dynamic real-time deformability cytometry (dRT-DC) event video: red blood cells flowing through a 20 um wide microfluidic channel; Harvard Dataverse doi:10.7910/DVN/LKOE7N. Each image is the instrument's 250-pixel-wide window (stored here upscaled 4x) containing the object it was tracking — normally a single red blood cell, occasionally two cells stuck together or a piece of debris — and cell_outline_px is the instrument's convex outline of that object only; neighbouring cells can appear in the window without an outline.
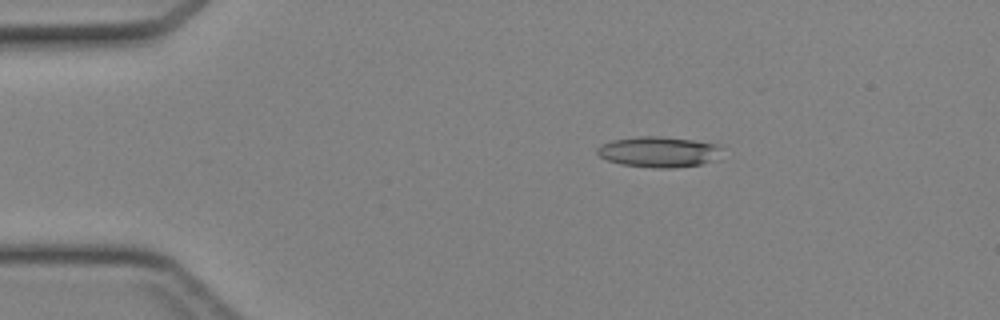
{"species": "Egyptian fruit bat (a non-hibernating species)", "species_latin": "Rousettus aegyptiacus", "temperature_condition": "cold", "stored_images_in_passage": 32, "camera_frame_rate_fps": 3000, "um_per_image_px": 0.085, "animal": {"sex": "female"}, "frame": {"image": 1, "passage_image": 5, "time_ms": 1.333, "image_size_px": [1000, 320], "cell_outline_px": [[724, 148], [720, 160], [700, 164], [672, 168], [656, 168], [620, 164], [608, 160], [600, 156], [596, 152], [596, 148], [600, 144], [612, 140], [636, 136], [660, 136], [692, 140], [720, 144]], "centroid_in_image_um": [56.06, 12.9], "position_along_channel_um": 28.9, "area_um2": 22.77}}
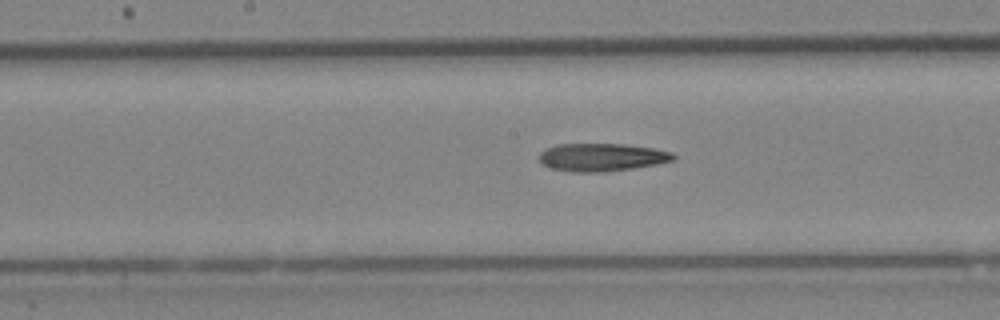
{"frame": {"image": 2, "passage_image": 20, "time_ms": 6.333, "image_size_px": [1000, 320], "cell_outline_px": [[676, 160], [656, 164], [632, 168], [604, 172], [576, 172], [552, 168], [540, 164], [540, 152], [548, 148], [560, 144], [624, 144], [652, 148], [672, 152], [676, 156]], "centroid_in_image_um": [51.17, 13.37], "position_along_channel_um": 197.0, "area_um2": 21.68}}
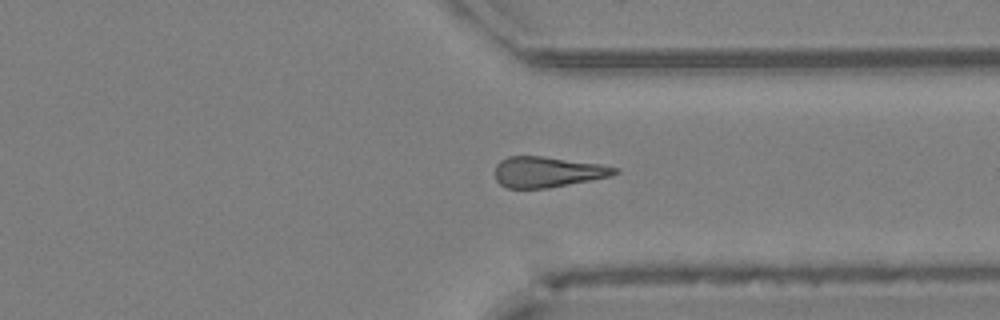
{"frame": {"image": 3, "passage_image": 31, "time_ms": 10.0, "image_size_px": [1000, 320], "cell_outline_px": [[620, 172], [608, 176], [548, 188], [508, 188], [500, 184], [496, 180], [496, 164], [500, 160], [508, 156], [540, 156], [600, 164], [620, 168]], "centroid_in_image_um": [46.52, 14.61], "position_along_channel_um": 364.9, "area_um2": 21.1}}